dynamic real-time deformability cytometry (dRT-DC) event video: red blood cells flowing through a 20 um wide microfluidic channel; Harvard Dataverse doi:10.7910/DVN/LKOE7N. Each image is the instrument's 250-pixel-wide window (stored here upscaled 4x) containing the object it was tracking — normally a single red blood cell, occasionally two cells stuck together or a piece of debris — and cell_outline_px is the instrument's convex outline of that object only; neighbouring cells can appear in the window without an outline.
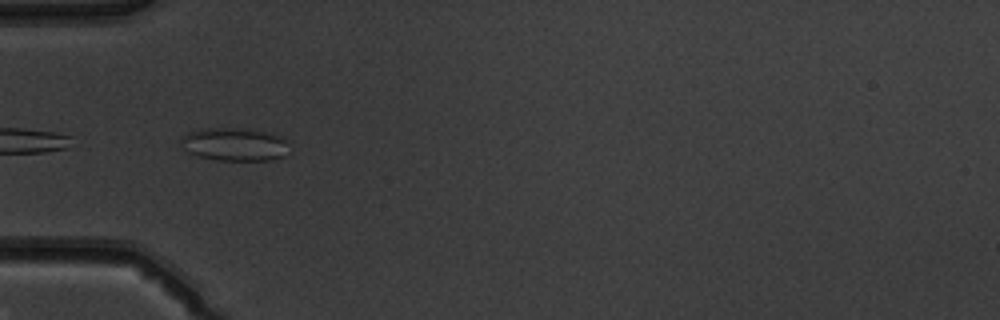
{"species": "common noctule bat (a hibernating species)", "species_latin": "Nyctalus noctula", "temperature_condition": "warm", "stored_images_in_passage": 51, "camera_frame_rate_fps": 3000, "um_per_image_px": 0.085, "animal": {"sex": "male", "body_mass_g": 19.5, "forearm_length_mm": 54.6}, "frame": {"image": 1, "passage_image": 17, "time_ms": 5.333, "image_size_px": [1000, 320], "cell_outline_px": [[284, 156], [272, 160], [216, 160], [196, 156], [188, 152], [184, 148], [180, 140], [180, 136], [188, 132], [200, 128], [236, 128], [264, 132], [280, 136], [284, 140]], "centroid_in_image_um": [19.81, 12.27], "position_along_channel_um": 65.2, "area_um2": 20.58}}
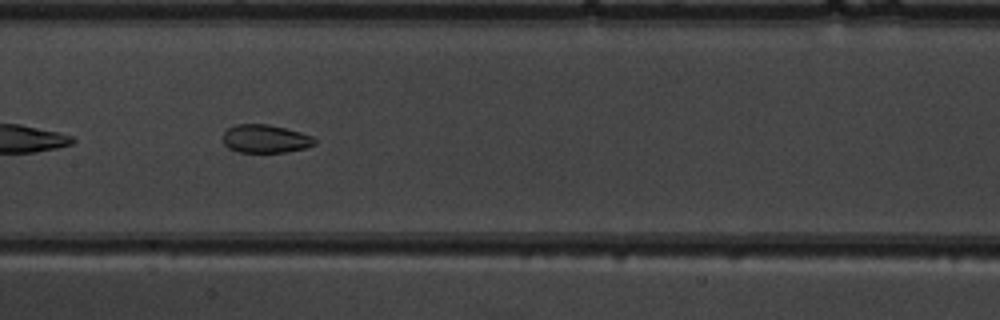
{"frame": {"image": 2, "passage_image": 26, "time_ms": 8.333, "image_size_px": [1000, 320], "cell_outline_px": [[316, 144], [304, 148], [284, 152], [240, 152], [228, 148], [224, 144], [224, 132], [228, 128], [236, 124], [268, 124], [300, 132], [312, 136], [316, 140]], "centroid_in_image_um": [22.55, 11.79], "position_along_channel_um": 184.8, "area_um2": 14.97}}
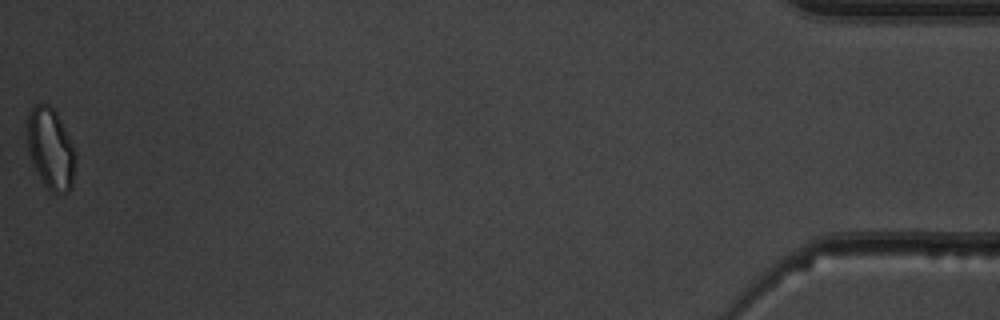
{"frame": {"image": 3, "passage_image": 51, "time_ms": 16.667, "image_size_px": [1000, 320], "cell_outline_px": [[76, 160], [72, 188], [68, 192], [52, 192], [44, 184], [32, 164], [28, 152], [28, 112], [36, 104], [48, 104], [56, 112], [76, 152]], "centroid_in_image_um": [4.32, 12.66], "position_along_channel_um": 430.9, "area_um2": 22.66}, "authors_computed_cell_mechanics": {"area_um2": 18.9584, "velocity_mm_per_s": 4.0557, "shape_relaxation_time_tau1_ms": null, "shape_relaxation_time_tau2_ms": 0.9935, "deformation_change_tau1": null, "deformation_change_tau2": 0.0485}}